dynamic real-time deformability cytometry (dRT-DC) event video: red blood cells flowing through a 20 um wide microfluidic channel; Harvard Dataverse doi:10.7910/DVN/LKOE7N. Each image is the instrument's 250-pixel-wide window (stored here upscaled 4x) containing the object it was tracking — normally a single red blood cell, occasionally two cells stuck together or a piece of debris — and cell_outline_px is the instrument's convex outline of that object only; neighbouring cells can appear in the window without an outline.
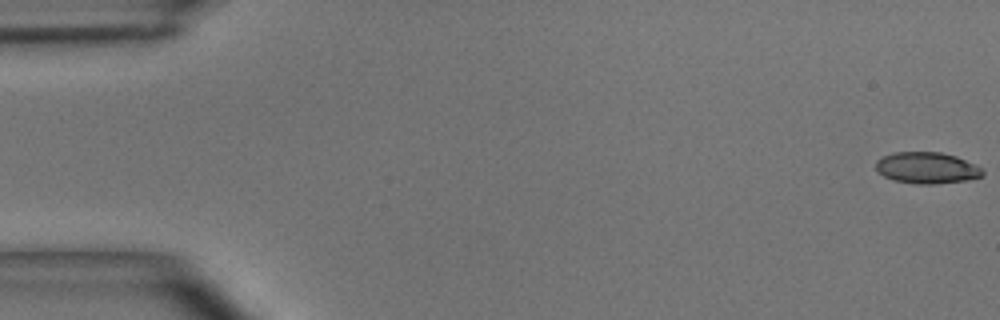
{"species": "common noctule bat (a hibernating species)", "species_latin": "Nyctalus noctula", "temperature_condition": "room temperature", "stored_images_in_passage": 50, "camera_frame_rate_fps": 3000, "um_per_image_px": 0.085, "animal": {"sex": "male", "body_mass_g": 15.6}, "frame": {"image": 1, "passage_image": 1, "time_ms": 0.0, "image_size_px": [1000, 320], "cell_outline_px": [[984, 176], [968, 180], [936, 184], [916, 184], [892, 180], [884, 176], [876, 168], [876, 160], [884, 156], [896, 152], [940, 152], [956, 156], [980, 168], [984, 172]], "centroid_in_image_um": [78.78, 14.28], "position_along_channel_um": 6.2, "area_um2": 19.42}}
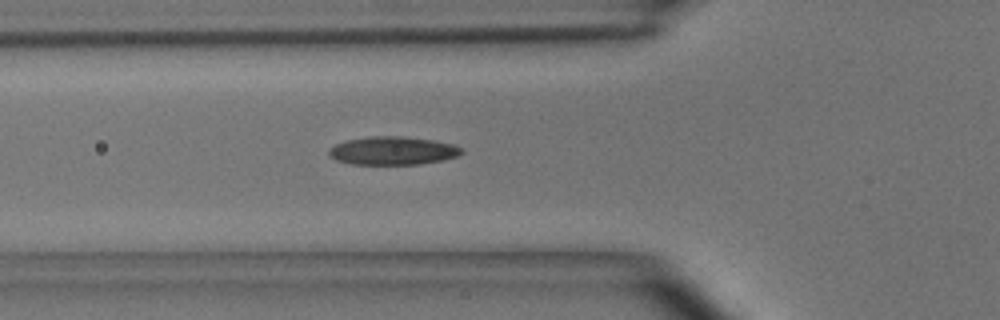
{"frame": {"image": 2, "passage_image": 18, "time_ms": 5.667, "image_size_px": [1000, 320], "cell_outline_px": [[464, 152], [456, 156], [444, 160], [420, 164], [352, 164], [336, 160], [328, 156], [328, 148], [336, 144], [348, 140], [368, 136], [404, 136], [432, 140], [452, 144], [464, 148]], "centroid_in_image_um": [33.38, 12.81], "position_along_channel_um": 92.4, "area_um2": 21.96}}
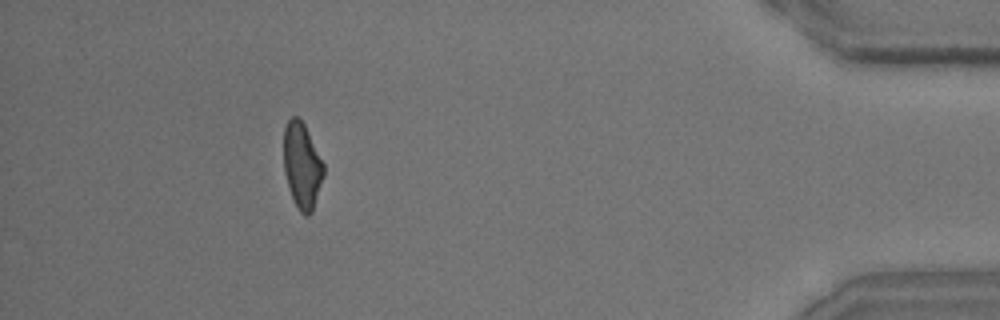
{"frame": {"image": 3, "passage_image": 46, "time_ms": 15.0, "image_size_px": [1000, 320], "cell_outline_px": [[324, 176], [312, 212], [308, 216], [304, 216], [300, 212], [288, 188], [284, 172], [284, 128], [288, 120], [292, 116], [296, 116], [304, 124], [324, 164]], "centroid_in_image_um": [25.67, 14.09], "position_along_channel_um": 409.5, "area_um2": 19.88}, "authors_computed_cell_mechanics": {"area_um2": 20.6635, "velocity_mm_per_s": 3.9918, "shape_relaxation_time_tau1_ms": 6.4216, "shape_relaxation_time_tau2_ms": 3.2947, "deformation_change_tau1": 0.1769, "deformation_change_tau2": 0.1128}}